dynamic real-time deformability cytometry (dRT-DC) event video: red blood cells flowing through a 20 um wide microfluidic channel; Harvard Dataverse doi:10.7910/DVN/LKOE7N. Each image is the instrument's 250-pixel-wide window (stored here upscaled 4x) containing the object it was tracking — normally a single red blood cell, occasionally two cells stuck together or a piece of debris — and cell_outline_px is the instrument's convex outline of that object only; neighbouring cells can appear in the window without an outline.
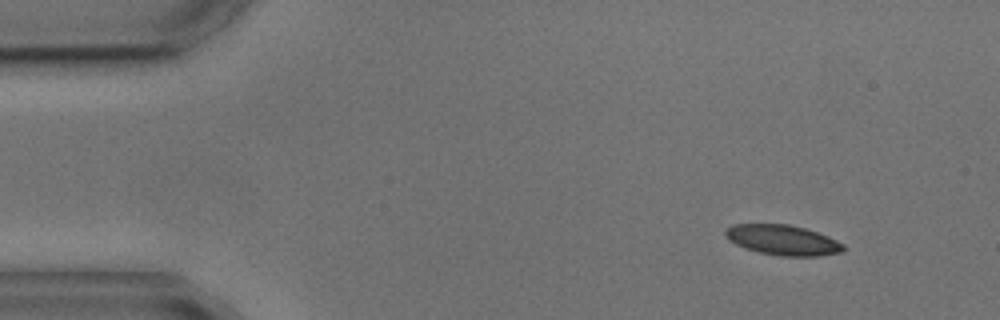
{"species": "common noctule bat (a hibernating species)", "species_latin": "Nyctalus noctula", "temperature_condition": "cold", "stored_images_in_passage": 3, "segment_of_instrument_passage": [2, 2], "camera_frame_rate_fps": 3000, "um_per_image_px": 0.085, "animal": {"sex": "male", "body_mass_g": 17.9, "forearm_length_mm": 54.2}, "frame": {"image": 1, "passage_image": 3, "time_ms": 5.667, "image_size_px": [1000, 320], "cell_outline_px": [[848, 248], [844, 252], [820, 256], [780, 256], [760, 252], [744, 248], [728, 240], [724, 236], [724, 228], [732, 224], [788, 224], [804, 228], [828, 236], [844, 244]], "centroid_in_image_um": [66.53, 20.4], "position_along_channel_um": 18.5, "area_um2": 21.04}}